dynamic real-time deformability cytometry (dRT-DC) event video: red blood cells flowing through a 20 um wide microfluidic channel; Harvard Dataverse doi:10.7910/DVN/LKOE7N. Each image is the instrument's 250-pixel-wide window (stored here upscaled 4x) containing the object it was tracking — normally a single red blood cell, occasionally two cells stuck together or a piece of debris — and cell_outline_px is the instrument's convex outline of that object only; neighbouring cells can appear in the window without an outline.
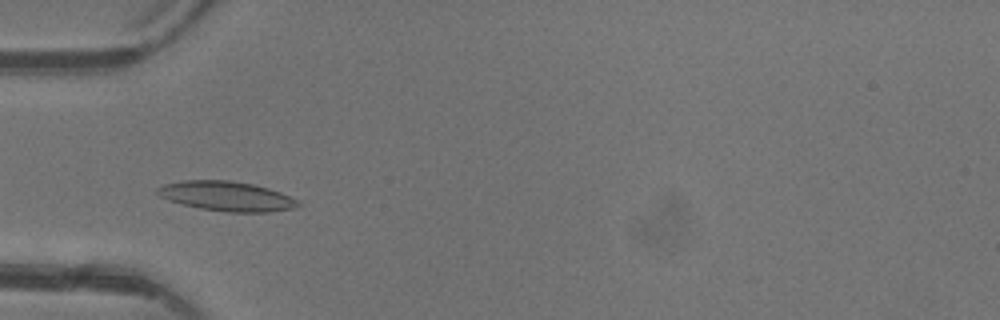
{"species": "common noctule bat (a hibernating species)", "species_latin": "Nyctalus noctula", "temperature_condition": "warm", "stored_images_in_passage": 5, "camera_frame_rate_fps": 3000, "um_per_image_px": 0.085, "animal": {"sex": "female"}, "frame": {"image": 1, "passage_image": 3, "time_ms": 3.333, "image_size_px": [1000, 320], "cell_outline_px": [[304, 204], [292, 208], [268, 212], [224, 212], [200, 208], [180, 204], [168, 200], [160, 196], [156, 192], [156, 188], [164, 184], [184, 180], [228, 180], [252, 184], [268, 188], [280, 192], [300, 200]], "centroid_in_image_um": [19.27, 16.68], "position_along_channel_um": 65.7, "area_um2": 24.45}}
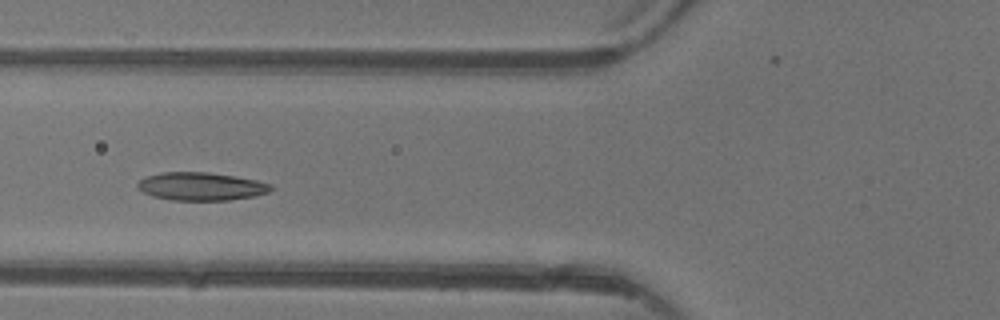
{"frame": {"image": 2, "passage_image": 4, "time_ms": 4.333, "image_size_px": [1000, 320], "cell_outline_px": [[276, 188], [268, 192], [252, 196], [228, 200], [168, 200], [152, 196], [136, 188], [136, 184], [140, 180], [148, 176], [164, 172], [208, 172], [256, 180], [272, 184]], "centroid_in_image_um": [17.09, 15.85], "position_along_channel_um": 108.7, "area_um2": 21.73}}